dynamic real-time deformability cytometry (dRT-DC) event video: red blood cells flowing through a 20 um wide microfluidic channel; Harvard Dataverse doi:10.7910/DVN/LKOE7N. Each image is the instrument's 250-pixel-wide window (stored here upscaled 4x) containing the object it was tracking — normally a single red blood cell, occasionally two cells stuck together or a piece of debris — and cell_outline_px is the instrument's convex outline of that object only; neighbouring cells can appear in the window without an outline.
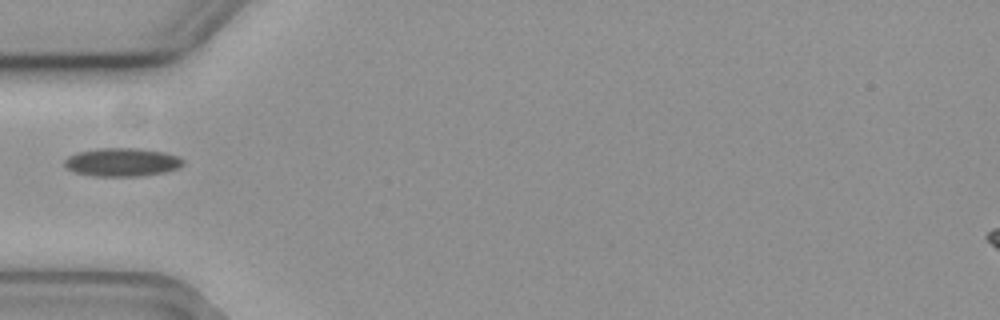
{"species": "common noctule bat (a hibernating species)", "species_latin": "Nyctalus noctula", "temperature_condition": "cold", "stored_images_in_passage": 35, "camera_frame_rate_fps": 3000, "um_per_image_px": 0.085, "animal": {"sex": "female", "body_mass_g": 19.3, "forearm_length_mm": 54.1}, "frame": {"image": 1, "passage_image": 1, "time_ms": 0.0, "image_size_px": [1000, 320], "cell_outline_px": [[184, 164], [180, 168], [164, 172], [144, 176], [92, 176], [76, 172], [64, 168], [64, 160], [68, 156], [76, 152], [96, 148], [136, 148], [164, 152], [180, 156], [184, 160]], "centroid_in_image_um": [10.38, 13.78], "position_along_channel_um": 74.6, "area_um2": 19.94}}
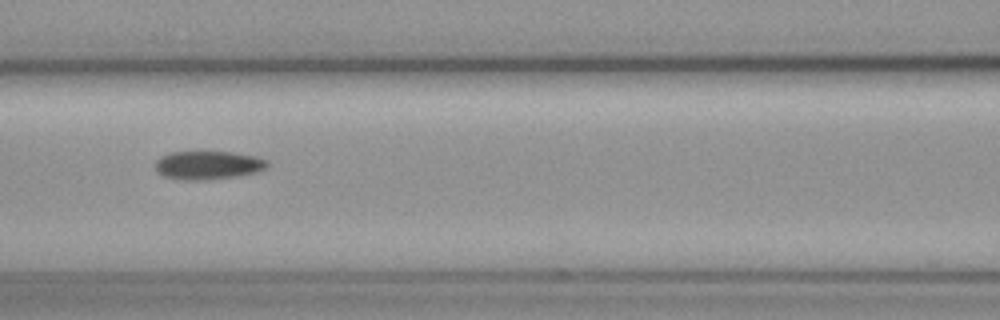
{"frame": {"image": 2, "passage_image": 7, "time_ms": 2.0, "image_size_px": [1000, 320], "cell_outline_px": [[268, 168], [256, 172], [236, 176], [208, 180], [180, 180], [164, 176], [156, 172], [156, 160], [160, 156], [172, 152], [232, 152], [256, 156], [268, 160]], "centroid_in_image_um": [17.69, 14.04], "position_along_channel_um": 148.9, "area_um2": 18.73}}
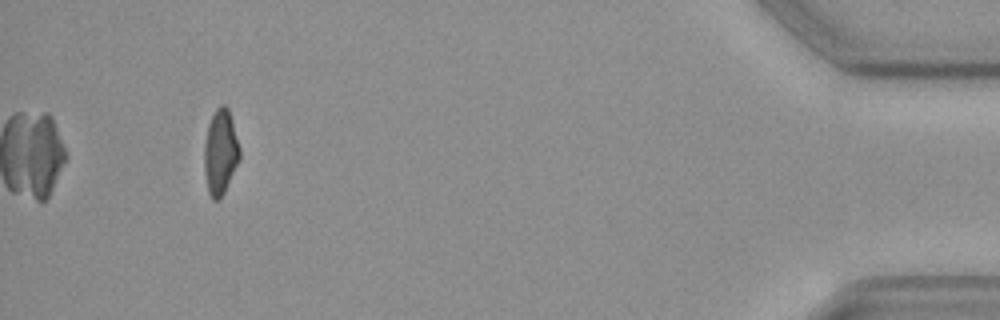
{"frame": {"image": 3, "passage_image": 35, "time_ms": 11.333, "image_size_px": [1000, 320], "cell_outline_px": [[240, 160], [220, 200], [212, 200], [208, 192], [204, 172], [204, 144], [208, 124], [216, 108], [220, 104], [224, 104], [228, 108], [232, 120], [240, 148]], "centroid_in_image_um": [18.73, 12.94], "position_along_channel_um": 416.5, "area_um2": 17.74}}